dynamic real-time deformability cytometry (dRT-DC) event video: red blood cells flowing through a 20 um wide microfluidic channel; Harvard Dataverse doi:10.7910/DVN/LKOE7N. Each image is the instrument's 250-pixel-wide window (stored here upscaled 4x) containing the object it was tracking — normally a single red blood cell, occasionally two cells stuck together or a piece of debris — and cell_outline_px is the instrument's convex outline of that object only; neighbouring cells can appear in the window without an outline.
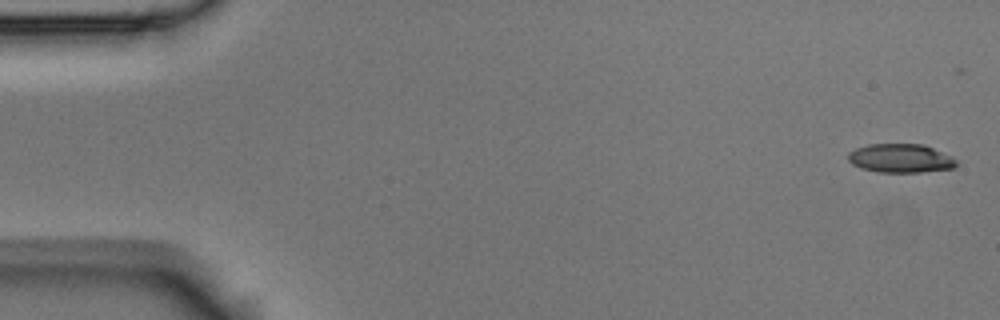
{"species": "Egyptian fruit bat (a non-hibernating species)", "species_latin": "Rousettus aegyptiacus", "temperature_condition": "room temperature", "stored_images_in_passage": 5, "camera_frame_rate_fps": 3000, "um_per_image_px": 0.085, "animal": {"sex": "male"}, "frame": {"image": 1, "passage_image": 1, "time_ms": 0.0, "image_size_px": [1000, 320], "cell_outline_px": [[956, 164], [952, 168], [920, 172], [880, 172], [860, 168], [852, 164], [848, 160], [848, 152], [856, 148], [868, 144], [924, 144], [952, 156], [956, 160]], "centroid_in_image_um": [76.52, 13.44], "position_along_channel_um": 8.5, "area_um2": 18.15}}
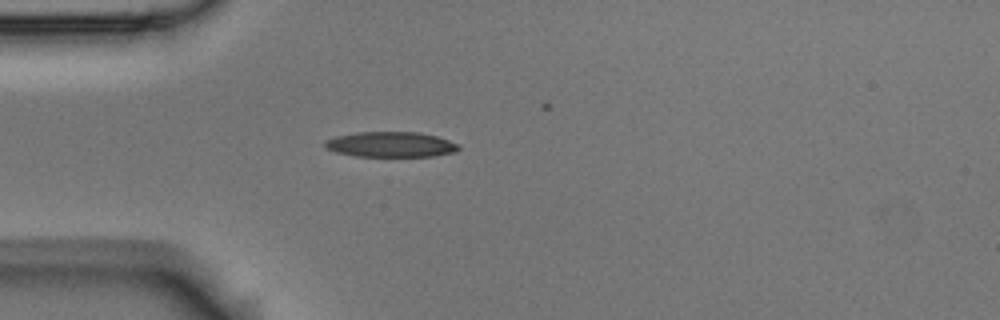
{"frame": {"image": 2, "passage_image": 5, "time_ms": 1.333, "image_size_px": [1000, 320], "cell_outline_px": [[460, 148], [456, 152], [432, 156], [356, 156], [336, 152], [324, 148], [324, 140], [336, 136], [356, 132], [416, 132], [436, 136], [460, 144]], "centroid_in_image_um": [33.2, 12.28], "position_along_channel_um": 51.8, "area_um2": 19.77}}